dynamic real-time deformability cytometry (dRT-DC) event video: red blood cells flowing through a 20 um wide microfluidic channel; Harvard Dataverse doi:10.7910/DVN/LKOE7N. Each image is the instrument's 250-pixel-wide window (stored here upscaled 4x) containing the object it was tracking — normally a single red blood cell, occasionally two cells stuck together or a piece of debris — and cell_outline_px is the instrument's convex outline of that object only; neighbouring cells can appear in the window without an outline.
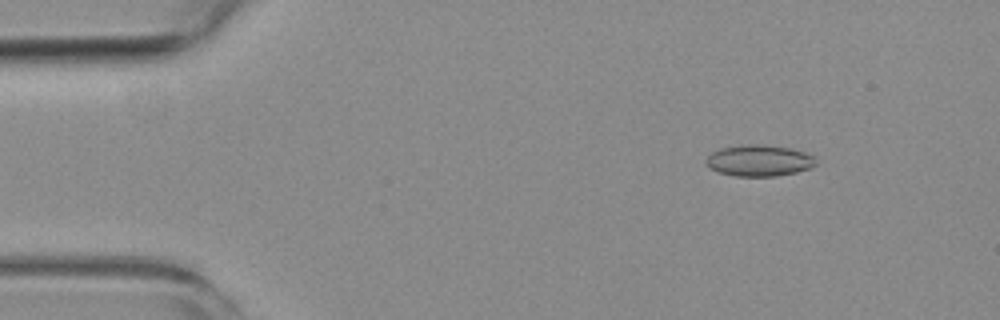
{"species": "common noctule bat (a hibernating species)", "species_latin": "Nyctalus noctula", "temperature_condition": "room temperature", "stored_images_in_passage": 12, "camera_frame_rate_fps": 3000, "um_per_image_px": 0.085, "animal": {"sex": "female", "body_mass_g": 19.3, "forearm_length_mm": 54.1}, "frame": {"image": 1, "passage_image": 7, "time_ms": 2.0, "image_size_px": [1000, 320], "cell_outline_px": [[816, 164], [812, 168], [796, 172], [776, 176], [736, 176], [716, 172], [708, 168], [704, 160], [712, 152], [720, 148], [748, 144], [760, 144], [792, 148], [804, 152], [812, 156], [816, 160]], "centroid_in_image_um": [64.5, 13.65], "position_along_channel_um": 20.5, "area_um2": 20.23}}